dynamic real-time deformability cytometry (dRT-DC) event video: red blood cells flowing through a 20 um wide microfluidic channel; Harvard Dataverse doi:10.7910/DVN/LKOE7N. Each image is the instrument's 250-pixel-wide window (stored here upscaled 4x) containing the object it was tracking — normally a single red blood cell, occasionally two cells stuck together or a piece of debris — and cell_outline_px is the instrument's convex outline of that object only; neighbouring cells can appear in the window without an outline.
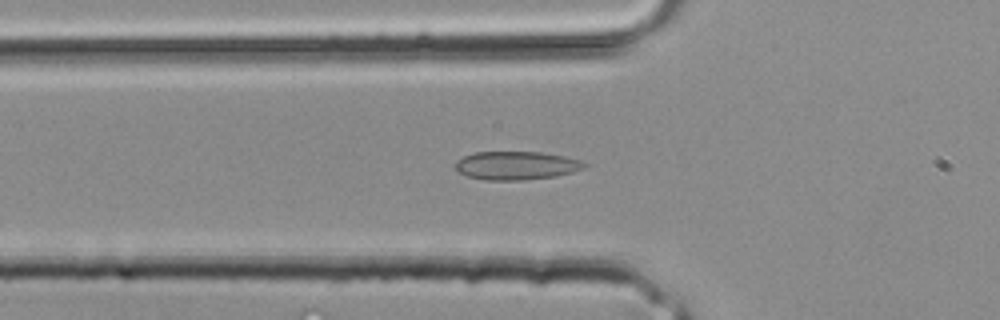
{"species": "common noctule bat (a hibernating species)", "species_latin": "Nyctalus noctula", "temperature_condition": "room temperature", "stored_images_in_passage": 33, "camera_frame_rate_fps": 3000, "um_per_image_px": 0.085, "animal": {"sex": "male", "body_mass_g": 20.4}, "frame": {"image": 1, "passage_image": 11, "time_ms": 3.333, "image_size_px": [1000, 320], "cell_outline_px": [[588, 164], [584, 168], [572, 172], [556, 176], [524, 180], [484, 180], [468, 176], [456, 172], [456, 160], [464, 156], [476, 152], [540, 152], [564, 156], [580, 160]], "centroid_in_image_um": [43.87, 14.07], "position_along_channel_um": 81.9, "area_um2": 21.39}}
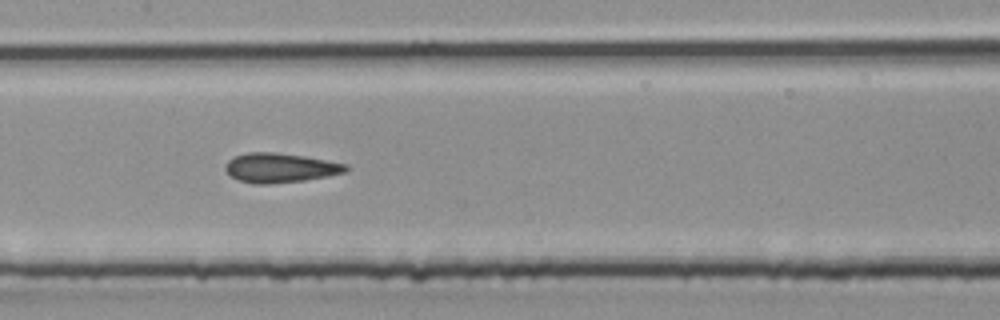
{"frame": {"image": 2, "passage_image": 16, "time_ms": 5.0, "image_size_px": [1000, 320], "cell_outline_px": [[352, 168], [348, 172], [328, 176], [304, 180], [268, 184], [256, 184], [240, 180], [232, 176], [224, 168], [228, 160], [236, 156], [248, 152], [276, 152], [304, 156], [348, 164]], "centroid_in_image_um": [23.88, 14.26], "position_along_channel_um": 183.5, "area_um2": 20.69}}
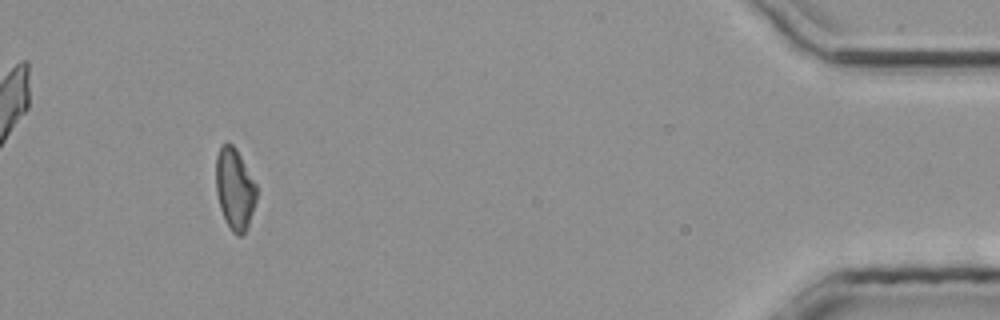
{"frame": {"image": 3, "passage_image": 31, "time_ms": 10.0, "image_size_px": [1000, 320], "cell_outline_px": [[256, 200], [248, 224], [244, 232], [240, 236], [236, 236], [232, 232], [220, 208], [216, 192], [216, 156], [220, 148], [224, 144], [232, 144], [236, 148], [256, 184]], "centroid_in_image_um": [19.94, 16.05], "position_along_channel_um": 415.3, "area_um2": 18.9}}